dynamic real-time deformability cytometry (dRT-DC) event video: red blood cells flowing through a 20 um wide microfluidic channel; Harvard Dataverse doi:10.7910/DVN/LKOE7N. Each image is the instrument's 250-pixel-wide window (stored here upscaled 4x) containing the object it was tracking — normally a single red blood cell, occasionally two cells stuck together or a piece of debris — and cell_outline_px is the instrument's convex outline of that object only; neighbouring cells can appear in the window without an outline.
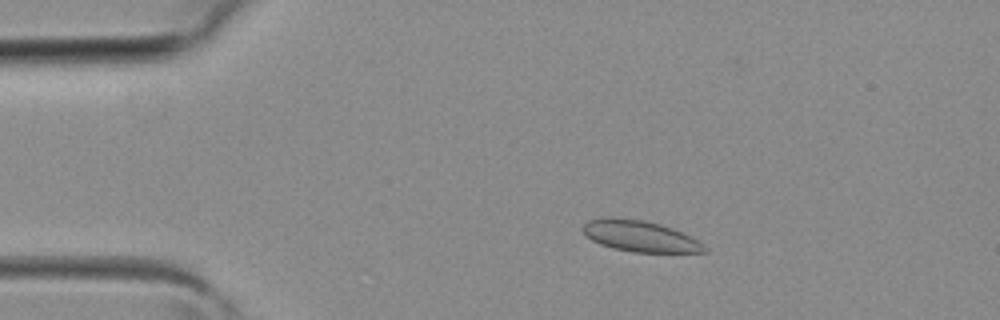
{"species": "common noctule bat (a hibernating species)", "species_latin": "Nyctalus noctula", "temperature_condition": "room temperature", "stored_images_in_passage": 22, "camera_frame_rate_fps": 3000, "um_per_image_px": 0.085, "animal": {"sex": "female", "body_mass_g": 19.3, "forearm_length_mm": 54.1}, "frame": {"image": 1, "passage_image": 7, "time_ms": 2.0, "image_size_px": [1000, 320], "cell_outline_px": [[708, 252], [632, 252], [612, 248], [600, 244], [592, 240], [580, 228], [588, 220], [604, 216], [644, 220], [660, 224], [672, 228], [704, 244], [708, 248]], "centroid_in_image_um": [54.36, 20.06], "position_along_channel_um": 30.6, "area_um2": 22.02}}
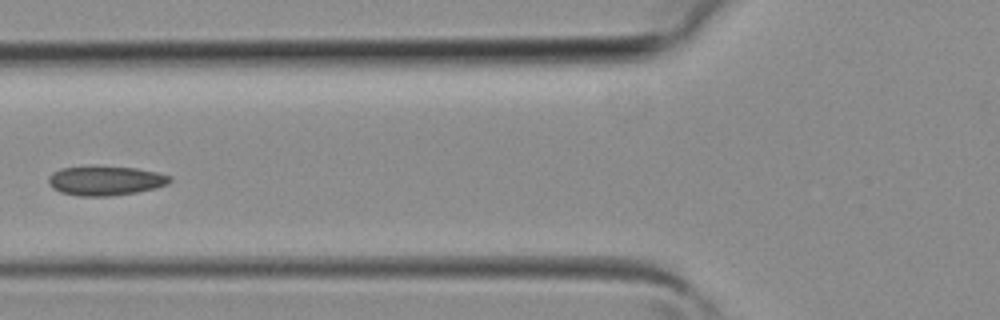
{"frame": {"image": 2, "passage_image": 15, "time_ms": 4.667, "image_size_px": [1000, 320], "cell_outline_px": [[172, 180], [168, 184], [156, 188], [136, 192], [112, 196], [80, 196], [60, 192], [52, 188], [48, 184], [48, 176], [52, 172], [60, 168], [92, 164], [136, 168], [156, 172], [172, 176]], "centroid_in_image_um": [8.93, 15.32], "position_along_channel_um": 116.9, "area_um2": 21.5}}
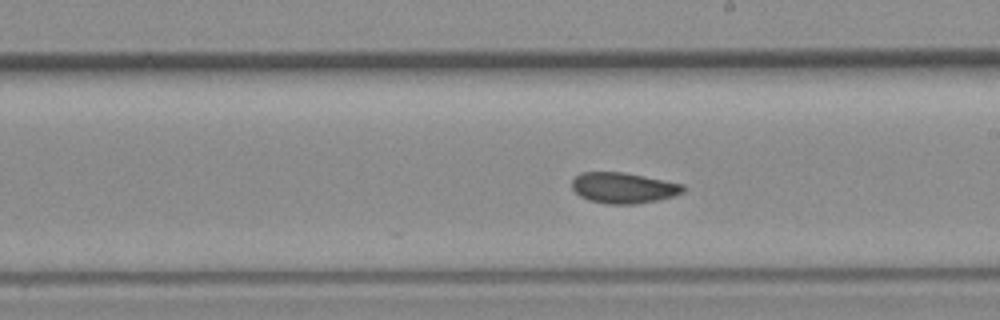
{"frame": {"image": 3, "passage_image": 22, "time_ms": 7.0, "image_size_px": [1000, 320], "cell_outline_px": [[684, 192], [672, 196], [656, 200], [636, 204], [608, 204], [588, 200], [580, 196], [572, 188], [572, 180], [580, 172], [624, 172], [684, 184]], "centroid_in_image_um": [52.97, 15.96], "position_along_channel_um": 236.0, "area_um2": 19.88}}